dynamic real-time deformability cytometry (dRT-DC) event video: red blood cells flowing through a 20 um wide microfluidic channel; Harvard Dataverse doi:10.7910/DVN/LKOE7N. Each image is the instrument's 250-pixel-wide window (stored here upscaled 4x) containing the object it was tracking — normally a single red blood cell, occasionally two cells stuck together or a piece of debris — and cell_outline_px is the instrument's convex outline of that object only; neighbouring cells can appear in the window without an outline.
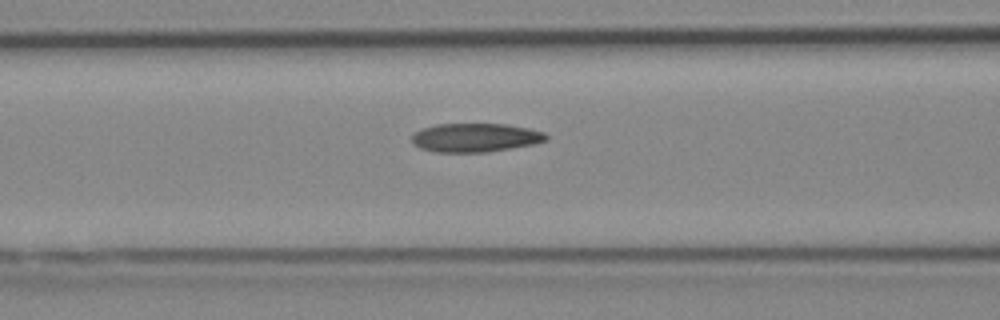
{"species": "Egyptian fruit bat (a non-hibernating species)", "species_latin": "Rousettus aegyptiacus", "temperature_condition": "cold", "stored_images_in_passage": 18, "camera_frame_rate_fps": 3000, "um_per_image_px": 0.085, "animal": {"sex": "female"}, "frame": {"image": 1, "passage_image": 13, "time_ms": 4.0, "image_size_px": [1000, 320], "cell_outline_px": [[548, 140], [536, 144], [488, 152], [436, 152], [420, 148], [412, 144], [412, 136], [420, 128], [436, 124], [508, 124], [528, 128], [544, 132], [548, 136]], "centroid_in_image_um": [40.42, 11.7], "position_along_channel_um": 126.2, "area_um2": 22.72}}
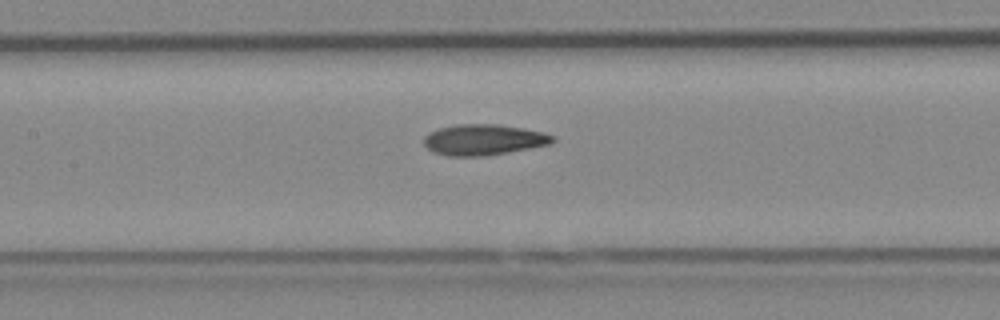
{"frame": {"image": 2, "passage_image": 16, "time_ms": 5.0, "image_size_px": [1000, 320], "cell_outline_px": [[556, 140], [552, 144], [508, 152], [484, 156], [448, 156], [432, 152], [424, 144], [424, 136], [428, 132], [440, 128], [456, 124], [496, 124], [524, 128], [544, 132], [552, 136]], "centroid_in_image_um": [41.1, 11.87], "position_along_channel_um": 166.3, "area_um2": 23.24}}